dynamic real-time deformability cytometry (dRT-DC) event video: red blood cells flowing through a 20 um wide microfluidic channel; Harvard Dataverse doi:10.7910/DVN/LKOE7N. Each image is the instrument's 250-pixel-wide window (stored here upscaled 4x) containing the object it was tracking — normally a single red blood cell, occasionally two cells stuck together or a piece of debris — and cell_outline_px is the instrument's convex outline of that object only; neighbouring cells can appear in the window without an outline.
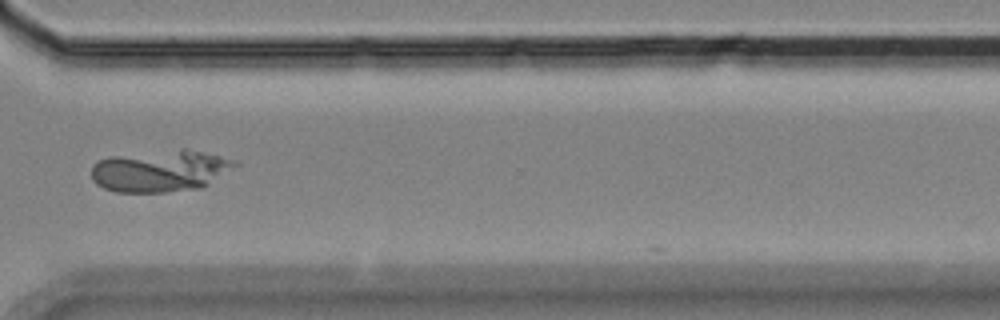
{"species": "Egyptian fruit bat (a non-hibernating species)", "species_latin": "Rousettus aegyptiacus", "temperature_condition": "room temperature", "stored_images_in_passage": 16, "camera_frame_rate_fps": 3000, "um_per_image_px": 0.085, "animal": {"sex": "female"}, "frame": {"image": 1, "passage_image": 12, "time_ms": 13.333, "image_size_px": [1000, 320], "cell_outline_px": [[240, 164], [208, 184], [200, 188], [168, 192], [116, 192], [104, 188], [96, 184], [92, 180], [92, 164], [108, 156], [180, 148], [188, 148], [236, 160]], "centroid_in_image_um": [13.62, 14.51], "position_along_channel_um": 357.0, "area_um2": 35.32}}
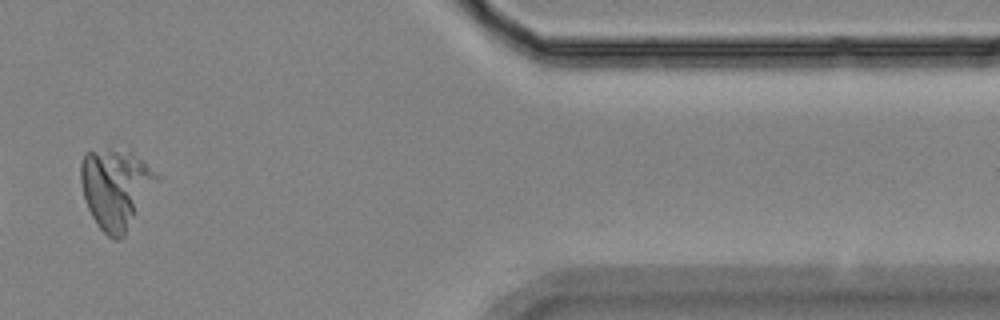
{"frame": {"image": 2, "passage_image": 14, "time_ms": 15.667, "image_size_px": [1000, 320], "cell_outline_px": [[160, 180], [124, 236], [120, 240], [112, 240], [96, 224], [88, 208], [84, 196], [80, 180], [80, 164], [84, 152], [108, 148], [132, 152], [144, 160], [160, 176]], "centroid_in_image_um": [9.85, 16.0], "position_along_channel_um": 401.5, "area_um2": 35.89}, "authors_computed_cell_mechanics": {"area_um2": 28.0041, "velocity_mm_per_s": 3.5208, "shape_relaxation_time_tau1_ms": 6.4413, "shape_relaxation_time_tau2_ms": null, "deformation_change_tau1": 0.2067, "deformation_change_tau2": null}}